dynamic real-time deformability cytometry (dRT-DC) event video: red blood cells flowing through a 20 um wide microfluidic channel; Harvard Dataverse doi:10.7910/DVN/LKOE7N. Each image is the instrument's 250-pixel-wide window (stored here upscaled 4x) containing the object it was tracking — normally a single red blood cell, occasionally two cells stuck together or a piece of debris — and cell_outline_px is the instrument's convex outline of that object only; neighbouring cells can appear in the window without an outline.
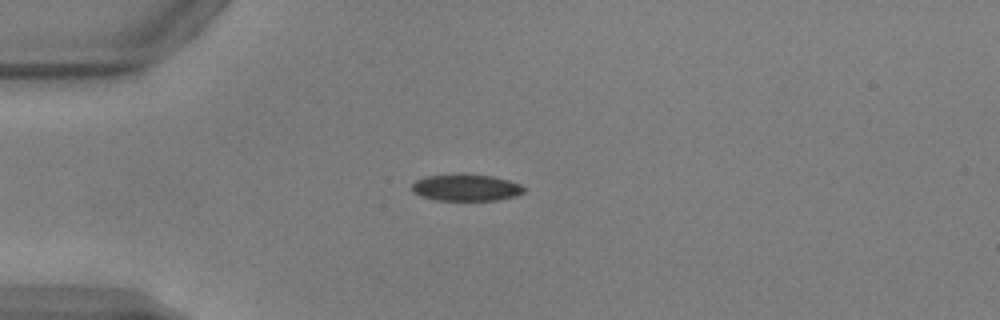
{"species": "common noctule bat (a hibernating species)", "species_latin": "Nyctalus noctula", "temperature_condition": "warm", "stored_images_in_passage": 51, "camera_frame_rate_fps": 3000, "um_per_image_px": 0.085, "animal": {"sex": "male", "body_mass_g": 17.9, "forearm_length_mm": 54.2}, "frame": {"image": 1, "passage_image": 13, "time_ms": 4.0, "image_size_px": [1000, 320], "cell_outline_px": [[524, 192], [516, 196], [500, 200], [436, 200], [420, 196], [412, 192], [412, 184], [416, 180], [424, 176], [456, 172], [460, 172], [492, 176], [508, 180], [520, 184], [524, 188]], "centroid_in_image_um": [39.58, 15.92], "position_along_channel_um": 45.4, "area_um2": 17.98}}
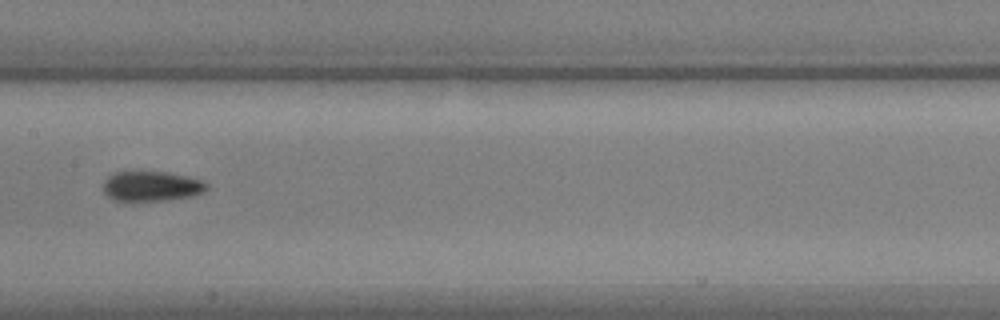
{"frame": {"image": 2, "passage_image": 26, "time_ms": 8.333, "image_size_px": [1000, 320], "cell_outline_px": [[208, 188], [204, 192], [192, 196], [164, 200], [132, 204], [112, 200], [104, 192], [104, 180], [108, 176], [116, 172], [168, 172], [188, 176], [204, 180], [208, 184]], "centroid_in_image_um": [12.86, 15.87], "position_along_channel_um": 194.5, "area_um2": 18.79}}
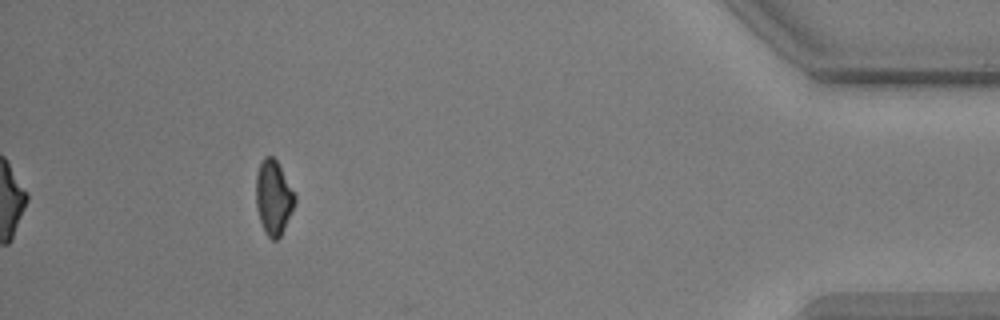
{"frame": {"image": 3, "passage_image": 47, "time_ms": 15.333, "image_size_px": [1000, 320], "cell_outline_px": [[296, 200], [284, 228], [280, 236], [276, 240], [272, 240], [264, 232], [260, 220], [256, 204], [256, 176], [260, 164], [264, 156], [272, 156], [276, 160], [296, 196]], "centroid_in_image_um": [23.23, 16.79], "position_along_channel_um": 412.0, "area_um2": 16.53}, "authors_computed_cell_mechanics": {"area_um2": 17.6868, "velocity_mm_per_s": 3.8983, "shape_relaxation_time_tau1_ms": 4.7978, "shape_relaxation_time_tau2_ms": 2.5891, "deformation_change_tau1": 0.1468, "deformation_change_tau2": 0.0908}}